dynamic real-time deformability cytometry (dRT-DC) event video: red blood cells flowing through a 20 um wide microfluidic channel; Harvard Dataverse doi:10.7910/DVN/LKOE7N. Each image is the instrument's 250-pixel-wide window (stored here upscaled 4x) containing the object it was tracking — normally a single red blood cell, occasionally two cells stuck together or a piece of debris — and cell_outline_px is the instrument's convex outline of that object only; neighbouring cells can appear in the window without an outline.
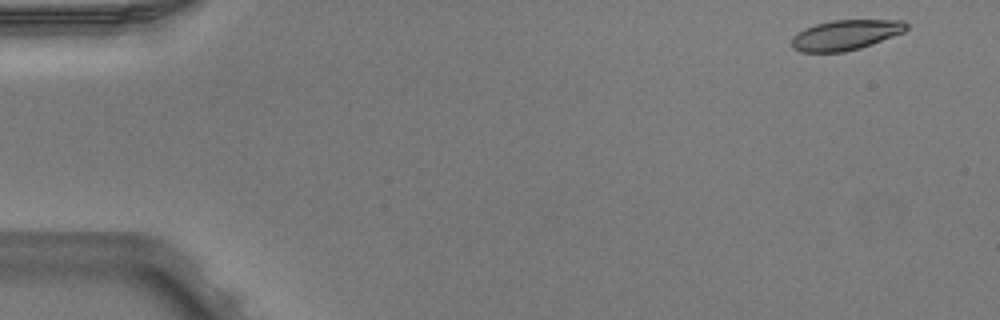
{"species": "Egyptian fruit bat (a non-hibernating species)", "species_latin": "Rousettus aegyptiacus", "temperature_condition": "warm", "stored_images_in_passage": 4, "camera_frame_rate_fps": 3000, "um_per_image_px": 0.085, "animal": {"sex": "male"}, "frame": {"image": 1, "passage_image": 1, "time_ms": 0.0, "image_size_px": [1000, 320], "cell_outline_px": [[908, 28], [904, 32], [872, 44], [860, 48], [844, 52], [800, 52], [792, 48], [792, 36], [796, 32], [804, 28], [816, 24], [832, 20], [904, 20], [908, 24]], "centroid_in_image_um": [71.86, 2.97], "position_along_channel_um": 13.1, "area_um2": 20.29}}
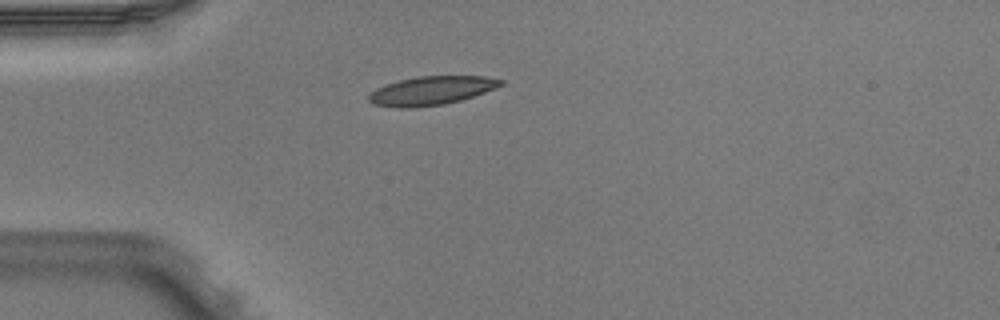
{"frame": {"image": 2, "passage_image": 4, "time_ms": 1.0, "image_size_px": [1000, 320], "cell_outline_px": [[504, 84], [496, 88], [460, 100], [444, 104], [412, 108], [396, 108], [372, 104], [368, 100], [368, 96], [376, 88], [400, 80], [420, 76], [484, 76], [504, 80]], "centroid_in_image_um": [36.66, 7.71], "position_along_channel_um": 48.3, "area_um2": 21.96}}